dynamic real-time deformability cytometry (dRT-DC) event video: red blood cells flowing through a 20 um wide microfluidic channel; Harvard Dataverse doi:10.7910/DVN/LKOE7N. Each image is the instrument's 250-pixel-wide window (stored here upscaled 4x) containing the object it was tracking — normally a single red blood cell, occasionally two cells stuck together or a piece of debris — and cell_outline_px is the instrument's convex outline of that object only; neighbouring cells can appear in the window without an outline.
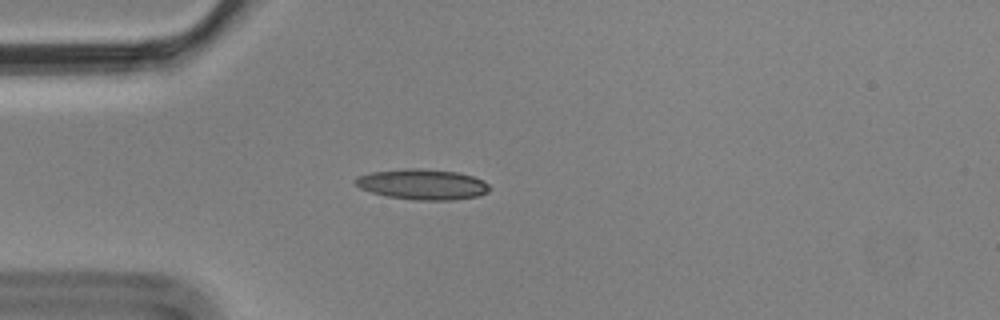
{"species": "Egyptian fruit bat (a non-hibernating species)", "species_latin": "Rousettus aegyptiacus", "temperature_condition": "cold", "stored_images_in_passage": 3, "camera_frame_rate_fps": 3000, "um_per_image_px": 0.085, "animal": {"sex": "male"}, "frame": {"image": 1, "passage_image": 2, "time_ms": 0.333, "image_size_px": [1000, 320], "cell_outline_px": [[492, 188], [488, 192], [476, 196], [452, 200], [416, 200], [388, 196], [372, 192], [360, 188], [352, 180], [360, 176], [372, 172], [404, 168], [416, 168], [456, 172], [472, 176], [484, 180]], "centroid_in_image_um": [35.93, 15.67], "position_along_channel_um": 49.1, "area_um2": 23.7}}